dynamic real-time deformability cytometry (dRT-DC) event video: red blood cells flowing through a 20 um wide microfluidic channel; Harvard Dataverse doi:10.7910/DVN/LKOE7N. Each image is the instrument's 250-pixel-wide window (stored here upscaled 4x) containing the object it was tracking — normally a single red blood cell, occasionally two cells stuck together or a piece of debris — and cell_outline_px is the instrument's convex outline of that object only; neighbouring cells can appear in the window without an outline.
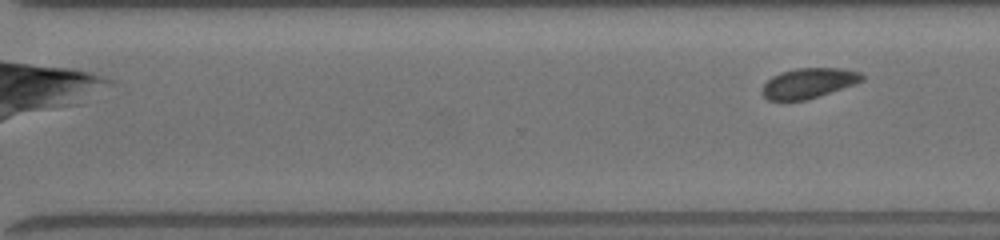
{"species": "common noctule bat (a hibernating species)", "species_latin": "Nyctalus noctula", "temperature_condition": "room temperature", "stored_images_in_passage": 17, "camera_frame_rate_fps": 3000, "um_per_image_px": 0.085, "animal": {"sex": "female", "body_mass_g": 19.5, "forearm_length_mm": 54.1}, "frame": {"image": 1, "passage_image": 17, "time_ms": 8.0, "image_size_px": [1000, 240], "cell_outline_px": [[864, 80], [856, 84], [808, 100], [768, 100], [760, 92], [760, 88], [772, 76], [780, 72], [796, 68], [844, 68], [860, 72], [864, 76]], "centroid_in_image_um": [68.74, 7.06], "position_along_channel_um": 301.9, "area_um2": 17.8}}